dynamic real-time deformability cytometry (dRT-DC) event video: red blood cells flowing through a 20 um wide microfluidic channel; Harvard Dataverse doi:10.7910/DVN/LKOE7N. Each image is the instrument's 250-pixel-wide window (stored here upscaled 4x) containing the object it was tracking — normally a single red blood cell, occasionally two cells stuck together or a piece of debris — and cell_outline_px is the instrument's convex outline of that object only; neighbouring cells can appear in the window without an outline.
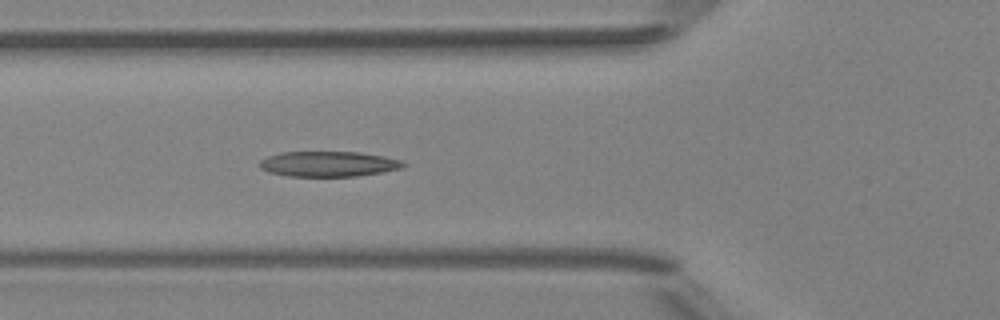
{"species": "Egyptian fruit bat (a non-hibernating species)", "species_latin": "Rousettus aegyptiacus", "temperature_condition": "room temperature", "stored_images_in_passage": 4, "camera_frame_rate_fps": 3000, "um_per_image_px": 0.085, "animal": {"sex": "female"}, "frame": {"image": 1, "passage_image": 4, "time_ms": 3.333, "image_size_px": [1000, 320], "cell_outline_px": [[408, 164], [400, 168], [380, 172], [356, 176], [288, 176], [268, 172], [260, 168], [260, 160], [268, 156], [280, 152], [360, 152], [384, 156], [400, 160]], "centroid_in_image_um": [27.9, 13.93], "position_along_channel_um": 97.9, "area_um2": 21.1}}